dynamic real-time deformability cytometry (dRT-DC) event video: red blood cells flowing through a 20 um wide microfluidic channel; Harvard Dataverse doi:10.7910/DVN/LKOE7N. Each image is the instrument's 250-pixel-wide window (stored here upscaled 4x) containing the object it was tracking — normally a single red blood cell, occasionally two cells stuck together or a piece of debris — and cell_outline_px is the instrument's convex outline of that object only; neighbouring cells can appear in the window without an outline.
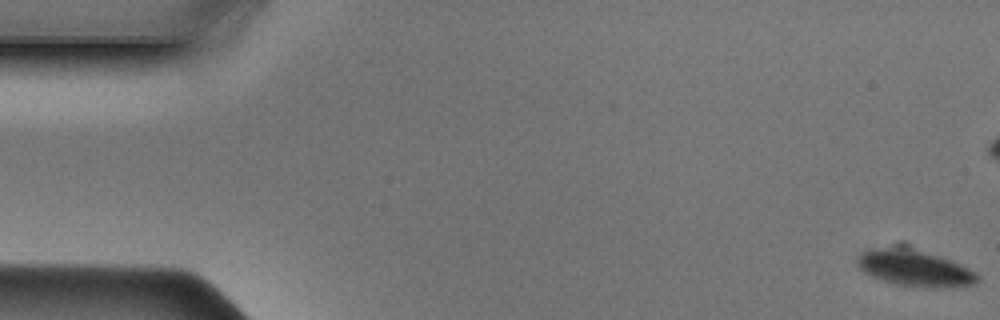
{"species": "Egyptian fruit bat (a non-hibernating species)", "species_latin": "Rousettus aegyptiacus", "temperature_condition": "cold", "stored_images_in_passage": 14, "camera_frame_rate_fps": 3000, "um_per_image_px": 0.085, "animal": {"sex": "male"}, "frame": {"image": 1, "passage_image": 1, "time_ms": 0.0, "image_size_px": [1000, 320], "cell_outline_px": [[980, 280], [976, 284], [952, 288], [940, 288], [896, 284], [872, 276], [864, 272], [856, 264], [856, 256], [860, 252], [872, 248], [896, 244], [908, 244], [960, 264], [976, 272], [980, 276]], "centroid_in_image_um": [77.73, 22.74], "position_along_channel_um": 7.3, "area_um2": 26.36}}